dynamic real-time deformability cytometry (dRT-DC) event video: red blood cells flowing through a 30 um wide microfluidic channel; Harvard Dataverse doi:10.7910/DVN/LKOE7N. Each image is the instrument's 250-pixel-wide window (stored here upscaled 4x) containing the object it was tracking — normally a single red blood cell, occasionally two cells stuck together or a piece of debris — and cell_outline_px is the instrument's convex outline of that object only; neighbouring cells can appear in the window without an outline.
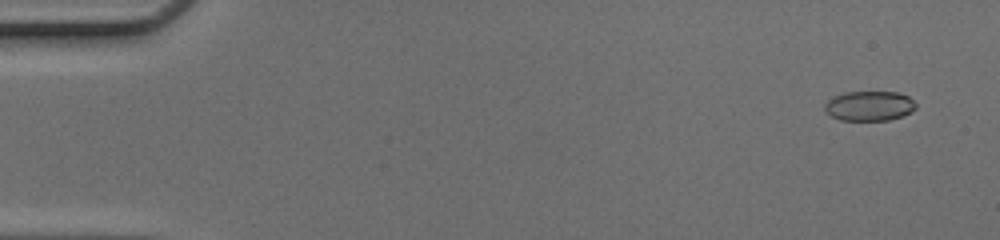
{"species": "common noctule bat (a hibernating species)", "species_latin": "Nyctalus noctula", "temperature_condition": "cold", "stored_images_in_passage": 50, "camera_frame_rate_fps": 3000, "um_per_image_px": 0.085, "animal": {"sex": "female", "body_mass_g": 17.0, "forearm_length_mm": 48.0}, "frame": {"image": 1, "passage_image": 3, "time_ms": 0.667, "image_size_px": [1000, 240], "cell_outline_px": [[916, 108], [900, 116], [888, 120], [840, 120], [824, 112], [824, 104], [832, 96], [844, 92], [896, 92], [908, 96], [916, 104]], "centroid_in_image_um": [73.83, 8.99], "position_along_channel_um": 11.2, "area_um2": 15.78}}
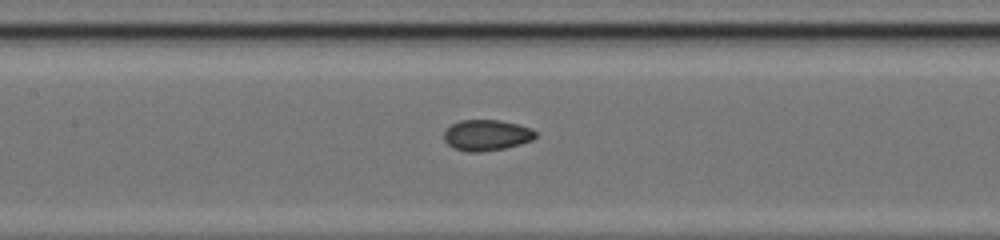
{"frame": {"image": 2, "passage_image": 24, "time_ms": 7.667, "image_size_px": [1000, 240], "cell_outline_px": [[536, 136], [532, 140], [520, 144], [504, 148], [480, 152], [468, 152], [452, 148], [444, 140], [444, 132], [452, 124], [460, 120], [500, 120], [532, 128], [536, 132]], "centroid_in_image_um": [41.35, 11.49], "position_along_channel_um": 166.0, "area_um2": 16.47}}
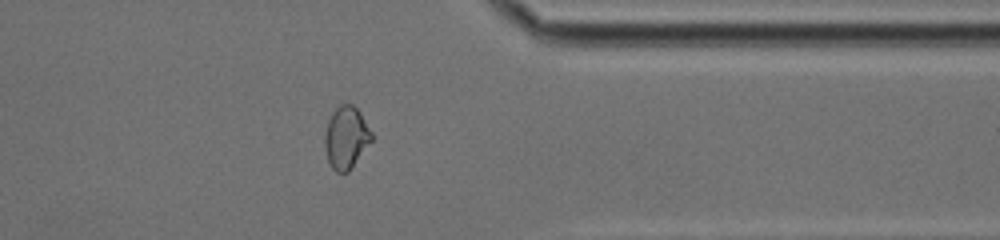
{"frame": {"image": 3, "passage_image": 40, "time_ms": 13.0, "image_size_px": [1000, 240], "cell_outline_px": [[372, 140], [348, 172], [336, 172], [332, 168], [328, 160], [324, 148], [324, 136], [328, 120], [332, 112], [340, 104], [352, 104], [360, 112], [372, 132]], "centroid_in_image_um": [29.4, 11.68], "position_along_channel_um": 382.0, "area_um2": 16.94}, "authors_computed_cell_mechanics": {"area_um2": 16.6753, "velocity_mm_per_s": 4.234, "shape_relaxation_time_tau1_ms": null, "shape_relaxation_time_tau2_ms": 1.2902, "deformation_change_tau1": null, "deformation_change_tau2": 0.0407}}